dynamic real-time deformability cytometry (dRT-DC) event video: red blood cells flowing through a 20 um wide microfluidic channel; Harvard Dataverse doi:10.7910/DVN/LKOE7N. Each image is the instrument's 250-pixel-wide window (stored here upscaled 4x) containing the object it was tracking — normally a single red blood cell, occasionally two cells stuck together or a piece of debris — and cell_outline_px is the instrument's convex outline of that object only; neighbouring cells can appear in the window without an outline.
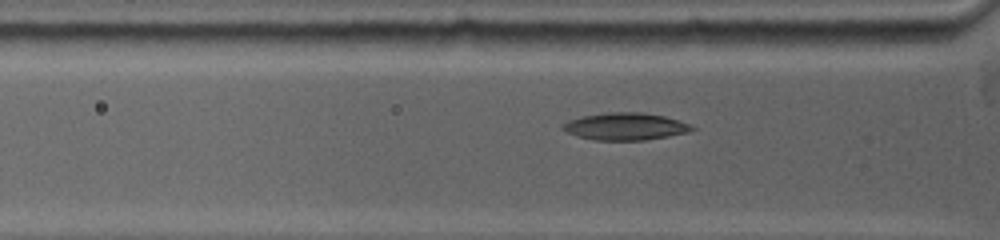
{"species": "common noctule bat (a hibernating species)", "species_latin": "Nyctalus noctula", "temperature_condition": "warm", "stored_images_in_passage": 59, "camera_frame_rate_fps": 5000, "um_per_image_px": 0.085, "animal": {"sex": "female", "body_mass_g": 19.0, "forearm_length_mm": 53.3}, "frame": {"image": 1, "passage_image": 13, "time_ms": 1.6, "image_size_px": [1000, 240], "cell_outline_px": [[696, 128], [688, 132], [668, 136], [644, 140], [596, 140], [576, 136], [564, 132], [560, 128], [560, 124], [568, 120], [580, 116], [608, 112], [644, 112], [664, 116], [692, 124]], "centroid_in_image_um": [53.1, 10.74], "position_along_channel_um": 72.7, "area_um2": 20.81}}
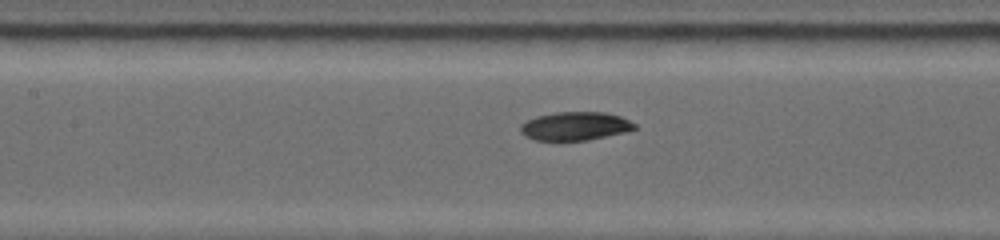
{"frame": {"image": 2, "passage_image": 30, "time_ms": 3.8, "image_size_px": [1000, 240], "cell_outline_px": [[636, 128], [624, 132], [588, 140], [536, 140], [524, 136], [520, 132], [520, 124], [536, 116], [556, 112], [604, 112], [620, 116], [636, 124]], "centroid_in_image_um": [48.86, 10.71], "position_along_channel_um": 158.5, "area_um2": 18.84}}
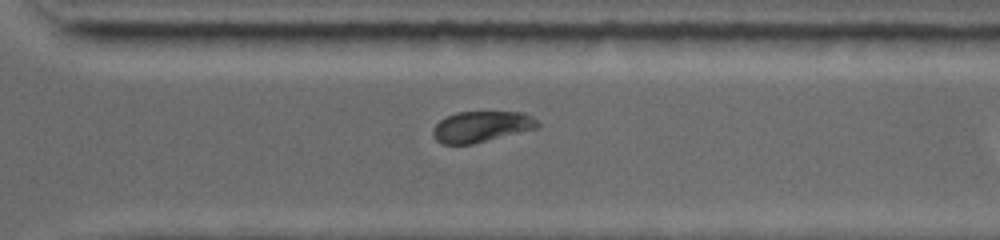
{"frame": {"image": 3, "passage_image": 57, "time_ms": 8.2, "image_size_px": [1000, 240], "cell_outline_px": [[540, 128], [472, 144], [444, 144], [436, 140], [432, 132], [432, 128], [440, 120], [456, 112], [524, 112], [532, 116], [540, 124]], "centroid_in_image_um": [40.95, 10.76], "position_along_channel_um": 329.6, "area_um2": 18.96}}